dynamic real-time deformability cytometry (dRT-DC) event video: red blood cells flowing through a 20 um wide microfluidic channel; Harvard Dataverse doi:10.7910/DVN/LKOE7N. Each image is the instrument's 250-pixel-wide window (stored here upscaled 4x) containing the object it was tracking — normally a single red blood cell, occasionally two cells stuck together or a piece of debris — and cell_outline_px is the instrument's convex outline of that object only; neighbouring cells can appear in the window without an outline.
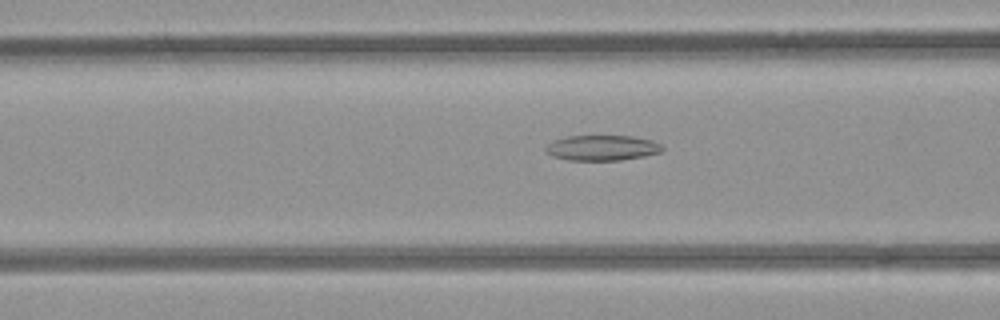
{"species": "common noctule bat (a hibernating species)", "species_latin": "Nyctalus noctula", "temperature_condition": "room temperature", "stored_images_in_passage": 37, "camera_frame_rate_fps": 3000, "um_per_image_px": 0.085, "animal": {"sex": "female", "body_mass_g": 21.9}, "frame": {"image": 1, "passage_image": 11, "time_ms": 3.333, "image_size_px": [1000, 320], "cell_outline_px": [[664, 148], [660, 152], [644, 156], [620, 160], [568, 160], [552, 156], [544, 152], [544, 148], [552, 140], [568, 136], [632, 136], [652, 140], [660, 144]], "centroid_in_image_um": [51.14, 12.56], "position_along_channel_um": 115.5, "area_um2": 17.28}}
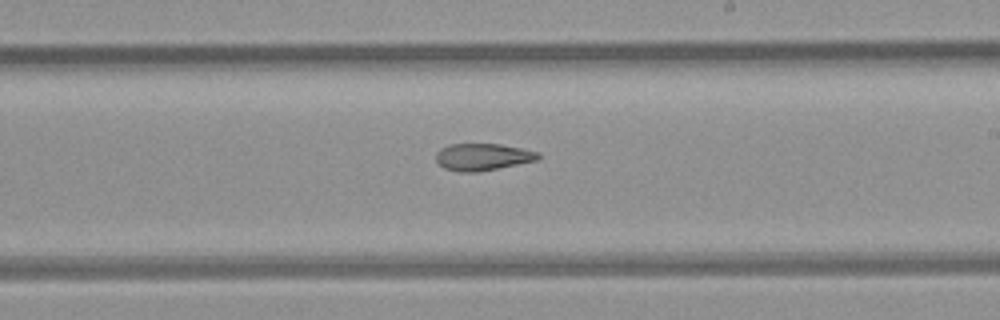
{"frame": {"image": 2, "passage_image": 21, "time_ms": 6.667, "image_size_px": [1000, 320], "cell_outline_px": [[540, 156], [536, 160], [480, 172], [456, 172], [444, 168], [436, 160], [436, 152], [440, 148], [448, 144], [500, 144], [540, 152]], "centroid_in_image_um": [40.99, 13.34], "position_along_channel_um": 248.0, "area_um2": 16.13}}
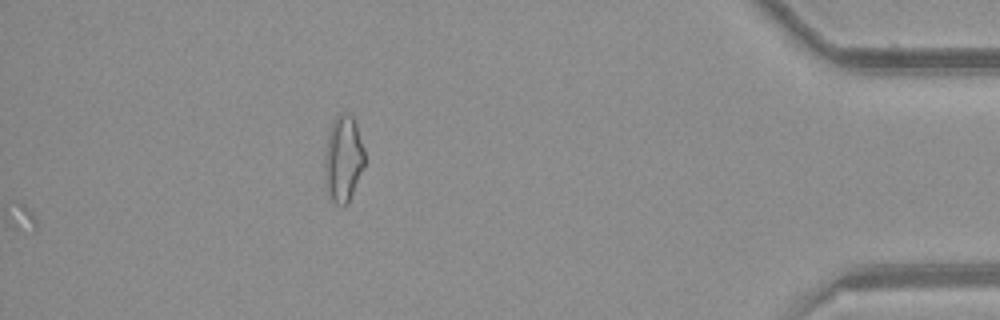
{"frame": {"image": 3, "passage_image": 37, "time_ms": 12.0, "image_size_px": [1000, 320], "cell_outline_px": [[364, 164], [348, 204], [336, 204], [332, 200], [324, 184], [324, 156], [328, 136], [332, 124], [336, 116], [340, 112], [348, 112], [352, 116], [356, 124], [364, 148]], "centroid_in_image_um": [29.16, 13.48], "position_along_channel_um": 406.0, "area_um2": 20.06}, "authors_computed_cell_mechanics": {"area_um2": 16.7042, "velocity_mm_per_s": 3.964, "shape_relaxation_time_tau1_ms": null, "shape_relaxation_time_tau2_ms": 6.237, "deformation_change_tau1": null, "deformation_change_tau2": 0.1577}}